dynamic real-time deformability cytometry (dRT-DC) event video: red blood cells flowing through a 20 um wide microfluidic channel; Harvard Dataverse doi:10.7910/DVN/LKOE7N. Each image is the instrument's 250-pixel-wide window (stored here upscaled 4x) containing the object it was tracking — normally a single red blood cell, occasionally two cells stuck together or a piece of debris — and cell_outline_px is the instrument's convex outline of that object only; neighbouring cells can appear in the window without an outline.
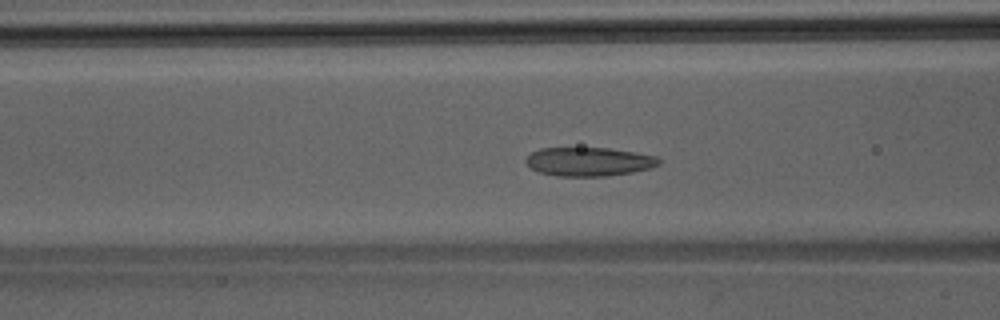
{"species": "Egyptian fruit bat (a non-hibernating species)", "species_latin": "Rousettus aegyptiacus", "temperature_condition": "room temperature", "stored_images_in_passage": 47, "camera_frame_rate_fps": 3000, "um_per_image_px": 0.085, "animal": {"sex": "male"}, "frame": {"image": 1, "passage_image": 19, "time_ms": 6.0, "image_size_px": [1000, 320], "cell_outline_px": [[660, 164], [652, 168], [632, 172], [604, 176], [556, 176], [540, 172], [532, 168], [524, 160], [532, 152], [540, 148], [608, 148], [636, 152], [656, 156], [660, 160]], "centroid_in_image_um": [50.08, 13.74], "position_along_channel_um": 116.5, "area_um2": 22.25}}
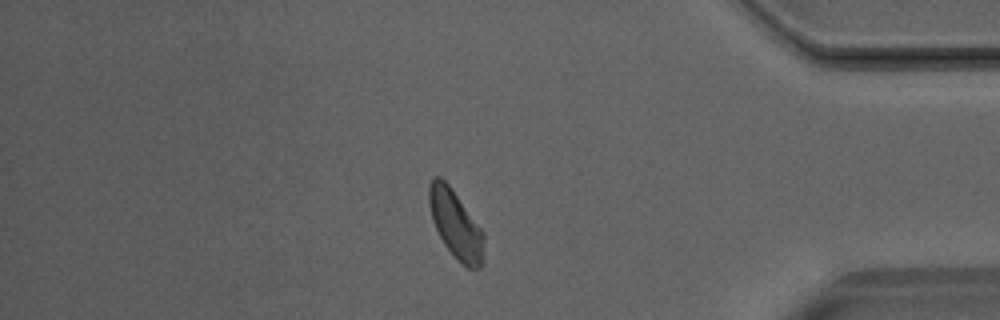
{"frame": {"image": 2, "passage_image": 40, "time_ms": 13.0, "image_size_px": [1000, 320], "cell_outline_px": [[484, 260], [480, 268], [468, 268], [444, 244], [432, 220], [428, 204], [428, 184], [432, 176], [440, 176], [448, 184], [484, 232]], "centroid_in_image_um": [38.72, 19.03], "position_along_channel_um": 396.5, "area_um2": 21.62}}
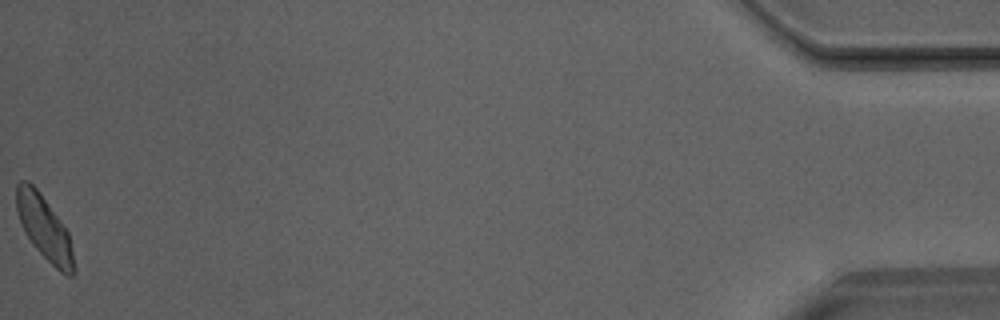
{"frame": {"image": 3, "passage_image": 47, "time_ms": 15.333, "image_size_px": [1000, 320], "cell_outline_px": [[76, 272], [72, 276], [68, 276], [60, 272], [32, 244], [20, 220], [16, 208], [16, 184], [20, 180], [28, 180], [40, 192], [60, 220], [68, 232], [76, 268]], "centroid_in_image_um": [3.78, 19.37], "position_along_channel_um": 431.4, "area_um2": 21.15}}